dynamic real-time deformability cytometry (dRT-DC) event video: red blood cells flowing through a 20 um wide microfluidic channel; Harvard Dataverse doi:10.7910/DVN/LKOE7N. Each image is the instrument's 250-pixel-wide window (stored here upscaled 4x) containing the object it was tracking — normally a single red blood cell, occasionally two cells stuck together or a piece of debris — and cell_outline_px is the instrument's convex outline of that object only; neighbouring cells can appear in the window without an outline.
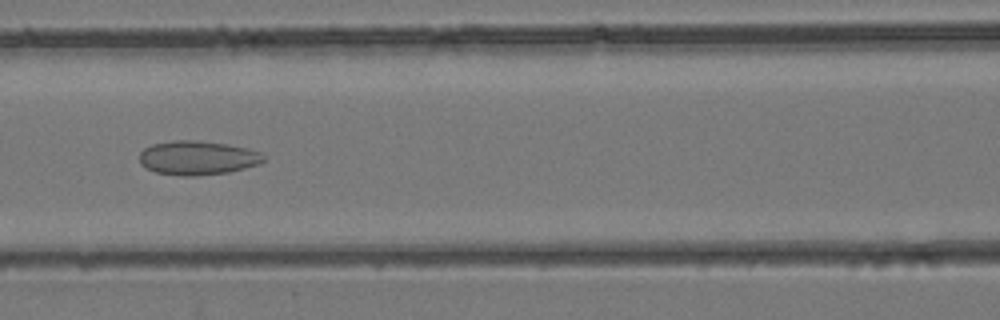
{"species": "common noctule bat (a hibernating species)", "species_latin": "Nyctalus noctula", "temperature_condition": "room temperature", "stored_images_in_passage": 34, "camera_frame_rate_fps": 3000, "um_per_image_px": 0.085, "animal": {"sex": "female", "body_mass_g": 24.6, "forearm_length_mm": 56.2}, "frame": {"image": 1, "passage_image": 12, "time_ms": 3.667, "image_size_px": [1000, 320], "cell_outline_px": [[264, 160], [260, 164], [228, 172], [192, 176], [184, 176], [156, 172], [140, 164], [140, 152], [144, 148], [152, 144], [172, 140], [196, 140], [228, 144], [248, 148], [260, 152], [264, 156]], "centroid_in_image_um": [16.8, 13.4], "position_along_channel_um": 149.8, "area_um2": 24.62}}
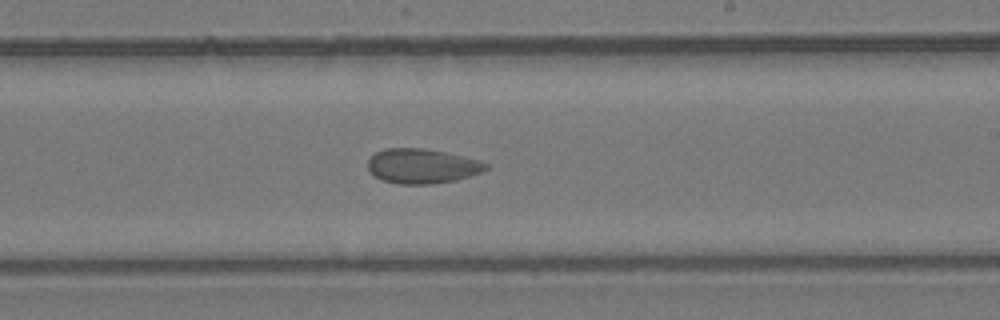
{"frame": {"image": 2, "passage_image": 18, "time_ms": 5.667, "image_size_px": [1000, 320], "cell_outline_px": [[488, 168], [480, 172], [456, 180], [428, 184], [400, 184], [384, 180], [376, 176], [368, 168], [368, 160], [376, 152], [384, 148], [424, 148], [444, 152], [480, 160], [488, 164]], "centroid_in_image_um": [35.88, 14.11], "position_along_channel_um": 253.1, "area_um2": 23.58}}
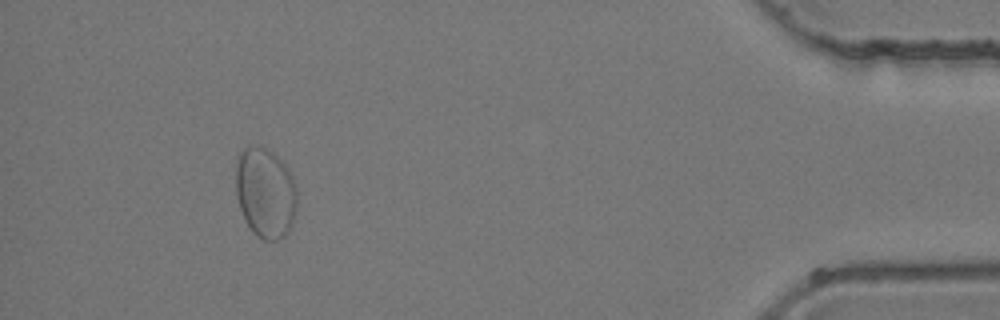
{"frame": {"image": 3, "passage_image": 31, "time_ms": 10.0, "image_size_px": [1000, 320], "cell_outline_px": [[296, 212], [292, 224], [288, 232], [280, 240], [264, 240], [256, 236], [252, 232], [244, 220], [236, 196], [236, 156], [248, 144], [252, 144], [264, 148], [272, 152], [288, 168], [296, 184]], "centroid_in_image_um": [22.54, 16.39], "position_along_channel_um": 412.7, "area_um2": 32.71}}